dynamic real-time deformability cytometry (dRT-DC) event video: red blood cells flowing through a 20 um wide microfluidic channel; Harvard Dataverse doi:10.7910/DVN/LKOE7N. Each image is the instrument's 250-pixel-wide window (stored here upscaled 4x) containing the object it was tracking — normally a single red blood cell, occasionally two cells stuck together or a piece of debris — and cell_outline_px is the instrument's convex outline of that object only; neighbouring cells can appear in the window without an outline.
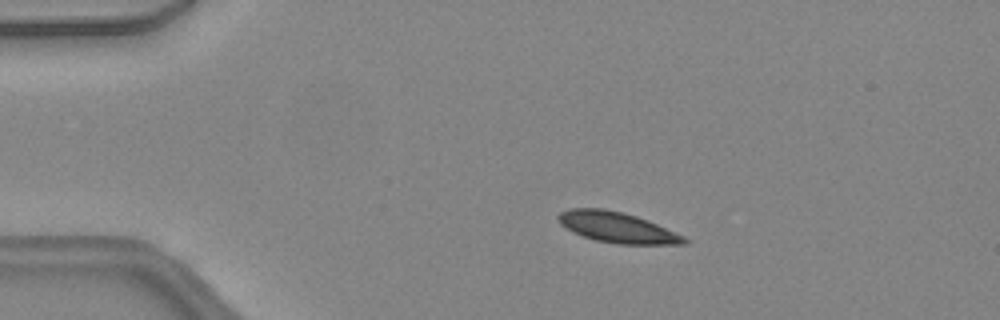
{"species": "common noctule bat (a hibernating species)", "species_latin": "Nyctalus noctula", "temperature_condition": "warm", "stored_images_in_passage": 46, "camera_frame_rate_fps": 3000, "um_per_image_px": 0.085, "animal": {"sex": "female", "body_mass_g": 24.6, "forearm_length_mm": 56.2}, "frame": {"image": 1, "passage_image": 9, "time_ms": 2.667, "image_size_px": [1000, 320], "cell_outline_px": [[688, 244], [616, 244], [596, 240], [572, 232], [560, 224], [556, 216], [560, 212], [568, 208], [604, 208], [636, 216], [648, 220], [684, 236], [688, 240]], "centroid_in_image_um": [52.43, 19.32], "position_along_channel_um": 32.6, "area_um2": 22.43}}
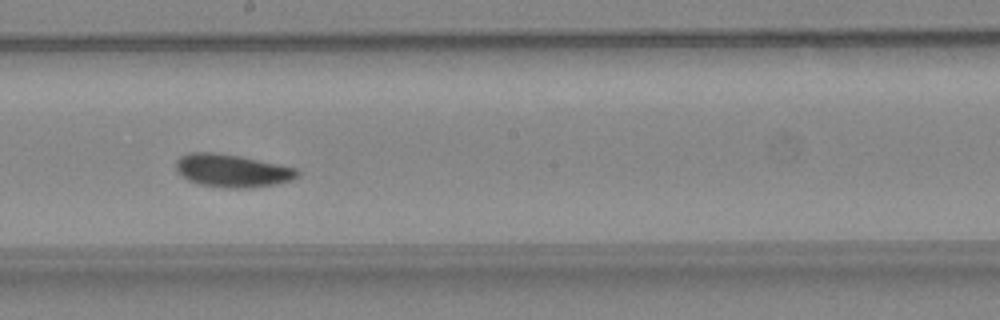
{"frame": {"image": 2, "passage_image": 26, "time_ms": 8.333, "image_size_px": [1000, 320], "cell_outline_px": [[300, 176], [292, 180], [272, 184], [248, 188], [228, 188], [200, 184], [188, 180], [180, 176], [176, 172], [176, 160], [180, 156], [192, 152], [212, 152], [240, 156], [296, 168], [300, 172]], "centroid_in_image_um": [19.7, 14.5], "position_along_channel_um": 228.5, "area_um2": 23.24}}
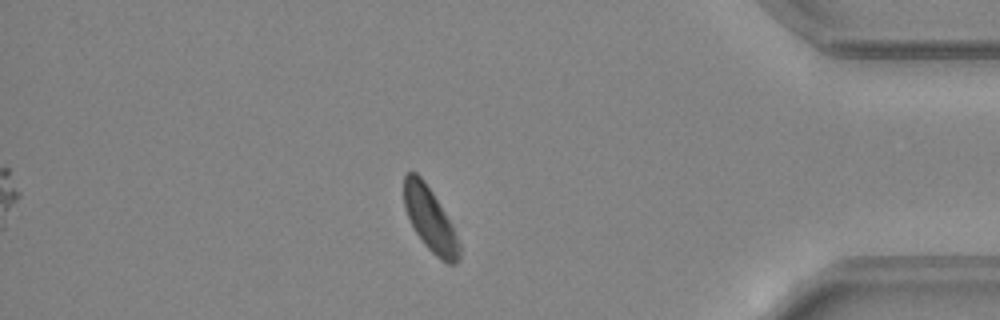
{"frame": {"image": 3, "passage_image": 40, "time_ms": 13.0, "image_size_px": [1000, 320], "cell_outline_px": [[460, 260], [456, 264], [448, 264], [440, 260], [424, 244], [416, 232], [404, 208], [404, 176], [408, 172], [416, 172], [424, 180], [432, 192], [452, 224], [460, 244]], "centroid_in_image_um": [36.57, 18.68], "position_along_channel_um": 398.6, "area_um2": 20.46}, "authors_computed_cell_mechanics": {"area_um2": 22.253, "velocity_mm_per_s": 4.4078, "shape_relaxation_time_tau1_ms": 3.3481, "shape_relaxation_time_tau2_ms": null, "deformation_change_tau1": 0.0881, "deformation_change_tau2": null}}